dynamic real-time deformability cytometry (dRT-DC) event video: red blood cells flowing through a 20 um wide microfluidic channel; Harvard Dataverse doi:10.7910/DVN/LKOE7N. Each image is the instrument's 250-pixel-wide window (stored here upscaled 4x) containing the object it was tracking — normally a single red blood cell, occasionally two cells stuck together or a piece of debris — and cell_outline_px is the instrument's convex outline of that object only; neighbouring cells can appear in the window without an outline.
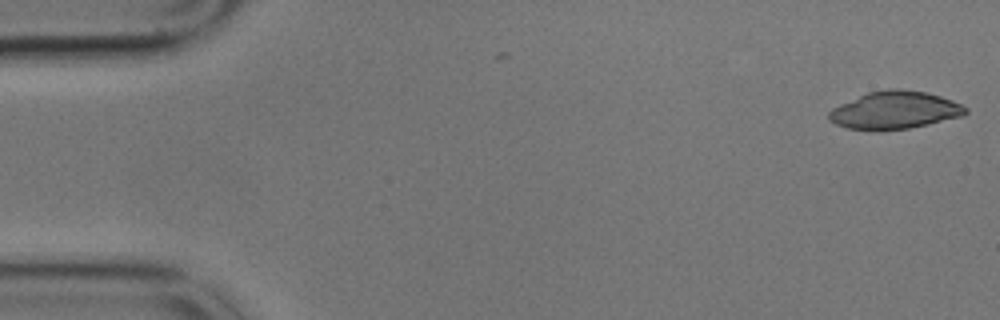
{"species": "common noctule bat (a hibernating species)", "species_latin": "Nyctalus noctula", "temperature_condition": "cold", "stored_images_in_passage": 4, "camera_frame_rate_fps": 3000, "um_per_image_px": 0.085, "animal": {"sex": "male", "body_mass_g": 17.9}, "frame": {"image": 1, "passage_image": 4, "time_ms": 1.0, "image_size_px": [1000, 320], "cell_outline_px": [[968, 112], [964, 116], [928, 124], [908, 128], [848, 128], [836, 124], [828, 120], [828, 112], [832, 108], [840, 104], [868, 92], [888, 88], [900, 88], [924, 92], [940, 96], [952, 100], [968, 108]], "centroid_in_image_um": [76.08, 9.33], "position_along_channel_um": 8.9, "area_um2": 29.42}}